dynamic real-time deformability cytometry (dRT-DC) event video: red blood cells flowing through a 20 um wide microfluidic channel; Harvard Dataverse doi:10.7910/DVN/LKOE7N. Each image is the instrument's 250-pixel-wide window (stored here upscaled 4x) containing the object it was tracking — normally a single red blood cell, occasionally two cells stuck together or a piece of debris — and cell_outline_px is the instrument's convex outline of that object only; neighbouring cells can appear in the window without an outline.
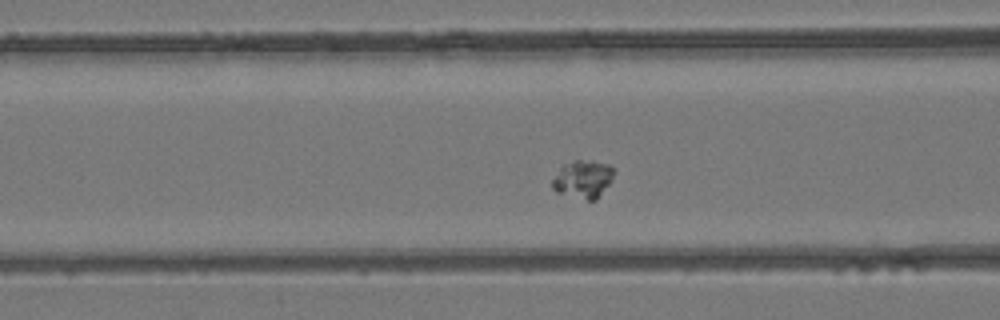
{"species": "common noctule bat (a hibernating species)", "species_latin": "Nyctalus noctula", "temperature_condition": "room temperature", "stored_images_in_passage": 49, "segment_of_instrument_passage": [2, 2], "camera_frame_rate_fps": 3000, "um_per_image_px": 0.085, "animal": {"sex": "female", "body_mass_g": 24.6, "forearm_length_mm": 56.2}, "frame": {"image": 1, "passage_image": 18, "time_ms": 5.667, "image_size_px": [1000, 320], "cell_outline_px": [[616, 172], [612, 180], [596, 200], [588, 200], [556, 192], [552, 188], [552, 180], [560, 168], [564, 164], [572, 160], [592, 160], [608, 164], [616, 168]], "centroid_in_image_um": [49.59, 15.2], "position_along_channel_um": 117.0, "area_um2": 13.76}}
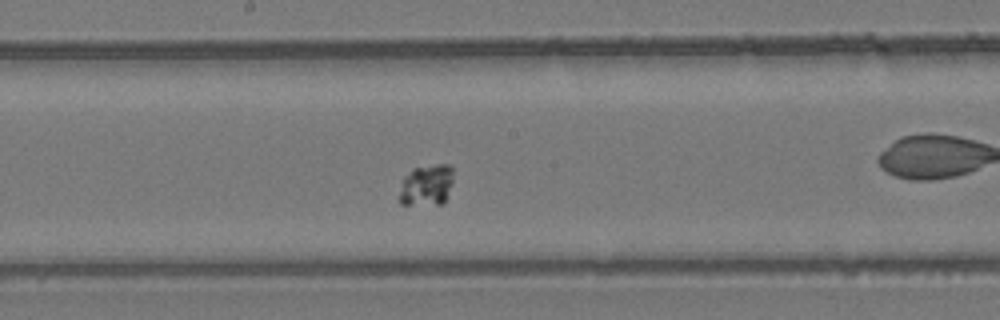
{"frame": {"image": 2, "passage_image": 25, "time_ms": 8.0, "image_size_px": [1000, 320], "cell_outline_px": [[452, 180], [444, 204], [400, 204], [396, 200], [404, 176], [412, 168], [436, 164], [448, 164], [452, 168]], "centroid_in_image_um": [36.21, 15.74], "position_along_channel_um": 212.0, "area_um2": 13.18}}
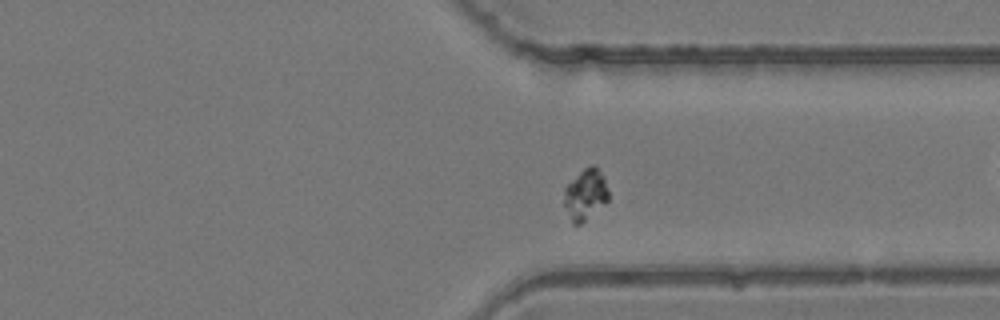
{"frame": {"image": 3, "passage_image": 36, "time_ms": 11.667, "image_size_px": [1000, 320], "cell_outline_px": [[608, 200], [580, 224], [572, 224], [564, 204], [564, 188], [584, 168], [592, 164], [596, 164], [604, 176], [608, 192]], "centroid_in_image_um": [49.76, 16.5], "position_along_channel_um": 361.6, "area_um2": 13.01}}